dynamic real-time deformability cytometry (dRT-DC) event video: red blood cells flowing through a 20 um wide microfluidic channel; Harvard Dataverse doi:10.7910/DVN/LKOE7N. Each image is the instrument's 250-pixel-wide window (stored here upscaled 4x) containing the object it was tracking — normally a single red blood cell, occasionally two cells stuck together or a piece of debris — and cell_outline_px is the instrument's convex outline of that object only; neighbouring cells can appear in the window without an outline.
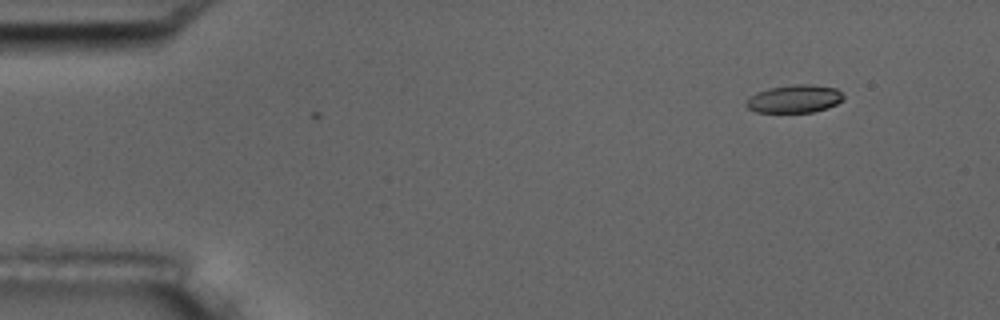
{"species": "common noctule bat (a hibernating species)", "species_latin": "Nyctalus noctula", "temperature_condition": "room temperature", "stored_images_in_passage": 3, "camera_frame_rate_fps": 3000, "um_per_image_px": 0.085, "animal": {"sex": "male", "body_mass_g": 17.5, "forearm_length_mm": 52.3}, "frame": {"image": 1, "passage_image": 3, "time_ms": 2.333, "image_size_px": [1000, 320], "cell_outline_px": [[844, 100], [828, 108], [812, 112], [756, 112], [748, 108], [744, 104], [756, 92], [768, 88], [796, 84], [812, 84], [836, 88], [844, 96]], "centroid_in_image_um": [67.55, 8.4], "position_along_channel_um": 17.4, "area_um2": 15.84}}